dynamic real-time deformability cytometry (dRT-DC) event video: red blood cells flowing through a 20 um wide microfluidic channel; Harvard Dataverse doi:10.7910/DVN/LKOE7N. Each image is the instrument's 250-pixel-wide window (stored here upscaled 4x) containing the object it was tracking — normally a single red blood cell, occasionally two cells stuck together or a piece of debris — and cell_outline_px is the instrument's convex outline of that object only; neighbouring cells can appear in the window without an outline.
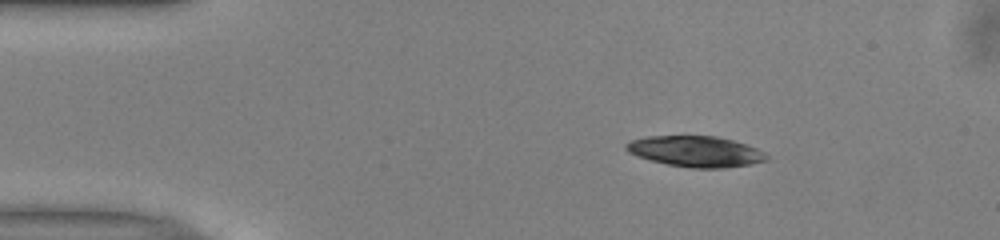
{"species": "common noctule bat (a hibernating species)", "species_latin": "Nyctalus noctula", "temperature_condition": "warm", "stored_images_in_passage": 43, "camera_frame_rate_fps": 3000, "um_per_image_px": 0.085, "animal": {"sex": "male", "body_mass_g": 13.0, "forearm_length_mm": 53.1}, "frame": {"image": 1, "passage_image": 1, "time_ms": 0.0, "image_size_px": [1000, 240], "cell_outline_px": [[768, 160], [752, 164], [724, 168], [692, 168], [668, 164], [636, 156], [628, 152], [624, 148], [624, 144], [632, 140], [648, 136], [716, 136], [732, 140], [756, 148], [764, 152], [768, 156]], "centroid_in_image_um": [59.13, 12.87], "position_along_channel_um": 25.9, "area_um2": 25.14}}